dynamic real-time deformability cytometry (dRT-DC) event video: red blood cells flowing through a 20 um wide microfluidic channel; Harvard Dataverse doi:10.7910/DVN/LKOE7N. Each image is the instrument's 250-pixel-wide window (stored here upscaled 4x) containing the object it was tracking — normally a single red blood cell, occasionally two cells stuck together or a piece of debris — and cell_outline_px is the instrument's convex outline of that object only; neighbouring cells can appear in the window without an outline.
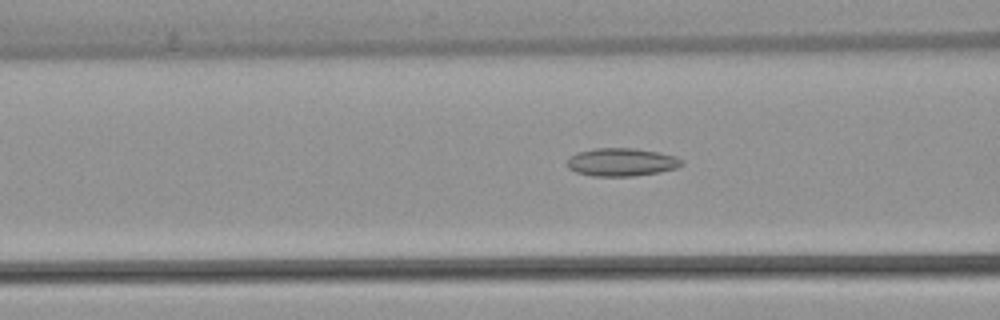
{"species": "common noctule bat (a hibernating species)", "species_latin": "Nyctalus noctula", "temperature_condition": "warm", "stored_images_in_passage": 49, "camera_frame_rate_fps": 3000, "um_per_image_px": 0.085, "animal": {"sex": "female", "body_mass_g": 22.7, "forearm_length_mm": 54.2}, "frame": {"image": 1, "passage_image": 17, "time_ms": 5.333, "image_size_px": [1000, 320], "cell_outline_px": [[684, 164], [676, 168], [660, 172], [632, 176], [592, 176], [576, 172], [568, 168], [564, 164], [568, 156], [576, 152], [592, 148], [636, 148], [660, 152], [676, 156], [684, 160]], "centroid_in_image_um": [52.8, 13.77], "position_along_channel_um": 113.8, "area_um2": 19.19}}
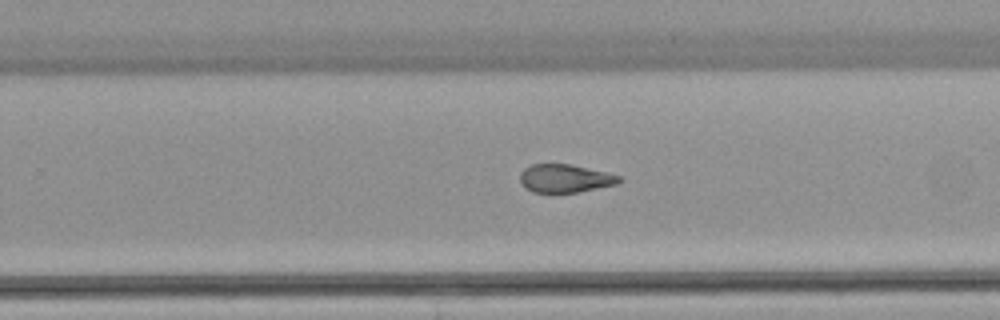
{"frame": {"image": 2, "passage_image": 30, "time_ms": 9.667, "image_size_px": [1000, 320], "cell_outline_px": [[624, 180], [616, 184], [576, 192], [532, 192], [524, 188], [520, 180], [520, 172], [524, 168], [532, 164], [572, 164], [620, 176]], "centroid_in_image_um": [47.99, 15.16], "position_along_channel_um": 281.8, "area_um2": 16.18}}
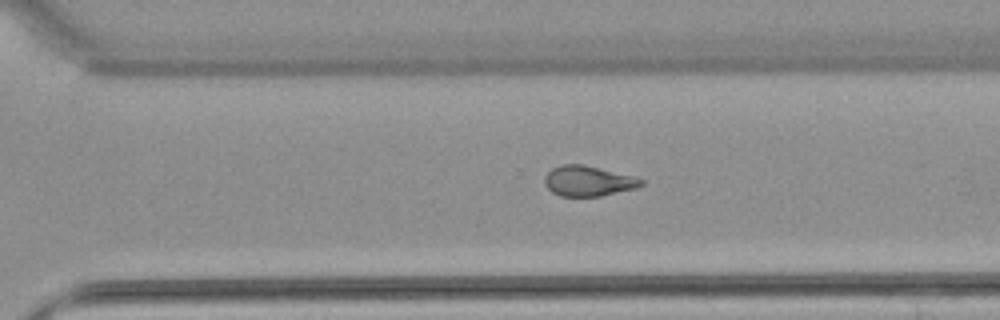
{"frame": {"image": 3, "passage_image": 33, "time_ms": 10.667, "image_size_px": [1000, 320], "cell_outline_px": [[644, 184], [636, 188], [600, 196], [560, 196], [552, 192], [544, 184], [544, 176], [552, 168], [560, 164], [584, 164], [636, 176], [644, 180]], "centroid_in_image_um": [50.0, 15.37], "position_along_channel_um": 320.6, "area_um2": 17.28}, "authors_computed_cell_mechanics": {"area_um2": 18.0914, "velocity_mm_per_s": 3.883, "shape_relaxation_time_tau1_ms": null, "shape_relaxation_time_tau2_ms": 3.9086, "deformation_change_tau1": null, "deformation_change_tau2": 0.1144}}